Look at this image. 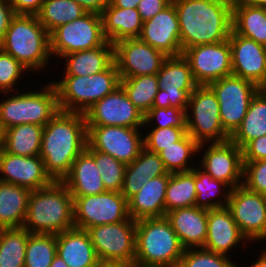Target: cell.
Returning a JSON list of instances; mask_svg holds the SVG:
<instances>
[{
  "mask_svg": "<svg viewBox=\"0 0 266 267\" xmlns=\"http://www.w3.org/2000/svg\"><path fill=\"white\" fill-rule=\"evenodd\" d=\"M186 120L187 133L198 144L230 140L220 120L218 99L208 85H198L190 94Z\"/></svg>",
  "mask_w": 266,
  "mask_h": 267,
  "instance_id": "cell-8",
  "label": "cell"
},
{
  "mask_svg": "<svg viewBox=\"0 0 266 267\" xmlns=\"http://www.w3.org/2000/svg\"><path fill=\"white\" fill-rule=\"evenodd\" d=\"M138 38L167 57L182 55L179 20L174 4L171 3L151 19L144 21Z\"/></svg>",
  "mask_w": 266,
  "mask_h": 267,
  "instance_id": "cell-22",
  "label": "cell"
},
{
  "mask_svg": "<svg viewBox=\"0 0 266 267\" xmlns=\"http://www.w3.org/2000/svg\"><path fill=\"white\" fill-rule=\"evenodd\" d=\"M171 173L149 181L128 200V212L132 219L165 216V195Z\"/></svg>",
  "mask_w": 266,
  "mask_h": 267,
  "instance_id": "cell-26",
  "label": "cell"
},
{
  "mask_svg": "<svg viewBox=\"0 0 266 267\" xmlns=\"http://www.w3.org/2000/svg\"><path fill=\"white\" fill-rule=\"evenodd\" d=\"M177 267H240L230 256L203 247L184 250Z\"/></svg>",
  "mask_w": 266,
  "mask_h": 267,
  "instance_id": "cell-42",
  "label": "cell"
},
{
  "mask_svg": "<svg viewBox=\"0 0 266 267\" xmlns=\"http://www.w3.org/2000/svg\"><path fill=\"white\" fill-rule=\"evenodd\" d=\"M120 86L124 89L129 100L145 115L153 105L159 90L156 74L120 78Z\"/></svg>",
  "mask_w": 266,
  "mask_h": 267,
  "instance_id": "cell-39",
  "label": "cell"
},
{
  "mask_svg": "<svg viewBox=\"0 0 266 267\" xmlns=\"http://www.w3.org/2000/svg\"><path fill=\"white\" fill-rule=\"evenodd\" d=\"M143 136L144 148L153 153H159L164 147H169L173 143L180 141L186 134L187 128H150Z\"/></svg>",
  "mask_w": 266,
  "mask_h": 267,
  "instance_id": "cell-44",
  "label": "cell"
},
{
  "mask_svg": "<svg viewBox=\"0 0 266 267\" xmlns=\"http://www.w3.org/2000/svg\"><path fill=\"white\" fill-rule=\"evenodd\" d=\"M61 59H66L62 76H91L106 70L114 62V46L107 41L102 46L69 53Z\"/></svg>",
  "mask_w": 266,
  "mask_h": 267,
  "instance_id": "cell-29",
  "label": "cell"
},
{
  "mask_svg": "<svg viewBox=\"0 0 266 267\" xmlns=\"http://www.w3.org/2000/svg\"><path fill=\"white\" fill-rule=\"evenodd\" d=\"M14 14L36 15L44 0H8Z\"/></svg>",
  "mask_w": 266,
  "mask_h": 267,
  "instance_id": "cell-51",
  "label": "cell"
},
{
  "mask_svg": "<svg viewBox=\"0 0 266 267\" xmlns=\"http://www.w3.org/2000/svg\"><path fill=\"white\" fill-rule=\"evenodd\" d=\"M141 130L122 126H87V144L128 165L144 148Z\"/></svg>",
  "mask_w": 266,
  "mask_h": 267,
  "instance_id": "cell-14",
  "label": "cell"
},
{
  "mask_svg": "<svg viewBox=\"0 0 266 267\" xmlns=\"http://www.w3.org/2000/svg\"><path fill=\"white\" fill-rule=\"evenodd\" d=\"M243 185L250 191L266 194V160L243 161Z\"/></svg>",
  "mask_w": 266,
  "mask_h": 267,
  "instance_id": "cell-46",
  "label": "cell"
},
{
  "mask_svg": "<svg viewBox=\"0 0 266 267\" xmlns=\"http://www.w3.org/2000/svg\"><path fill=\"white\" fill-rule=\"evenodd\" d=\"M195 173L191 171L171 173L165 195V215L167 212L195 206Z\"/></svg>",
  "mask_w": 266,
  "mask_h": 267,
  "instance_id": "cell-36",
  "label": "cell"
},
{
  "mask_svg": "<svg viewBox=\"0 0 266 267\" xmlns=\"http://www.w3.org/2000/svg\"><path fill=\"white\" fill-rule=\"evenodd\" d=\"M0 48L31 72L43 71L52 60L50 34L36 15L15 14Z\"/></svg>",
  "mask_w": 266,
  "mask_h": 267,
  "instance_id": "cell-4",
  "label": "cell"
},
{
  "mask_svg": "<svg viewBox=\"0 0 266 267\" xmlns=\"http://www.w3.org/2000/svg\"><path fill=\"white\" fill-rule=\"evenodd\" d=\"M31 190L0 181V229L23 227Z\"/></svg>",
  "mask_w": 266,
  "mask_h": 267,
  "instance_id": "cell-31",
  "label": "cell"
},
{
  "mask_svg": "<svg viewBox=\"0 0 266 267\" xmlns=\"http://www.w3.org/2000/svg\"><path fill=\"white\" fill-rule=\"evenodd\" d=\"M114 62L120 78L157 74L167 58L139 38L124 39L113 44Z\"/></svg>",
  "mask_w": 266,
  "mask_h": 267,
  "instance_id": "cell-19",
  "label": "cell"
},
{
  "mask_svg": "<svg viewBox=\"0 0 266 267\" xmlns=\"http://www.w3.org/2000/svg\"><path fill=\"white\" fill-rule=\"evenodd\" d=\"M243 161L266 160V135L248 142L242 148Z\"/></svg>",
  "mask_w": 266,
  "mask_h": 267,
  "instance_id": "cell-49",
  "label": "cell"
},
{
  "mask_svg": "<svg viewBox=\"0 0 266 267\" xmlns=\"http://www.w3.org/2000/svg\"><path fill=\"white\" fill-rule=\"evenodd\" d=\"M56 252V235L30 233L26 245L24 267H50Z\"/></svg>",
  "mask_w": 266,
  "mask_h": 267,
  "instance_id": "cell-40",
  "label": "cell"
},
{
  "mask_svg": "<svg viewBox=\"0 0 266 267\" xmlns=\"http://www.w3.org/2000/svg\"><path fill=\"white\" fill-rule=\"evenodd\" d=\"M87 12H95L101 14L103 9L108 5L109 0H75Z\"/></svg>",
  "mask_w": 266,
  "mask_h": 267,
  "instance_id": "cell-53",
  "label": "cell"
},
{
  "mask_svg": "<svg viewBox=\"0 0 266 267\" xmlns=\"http://www.w3.org/2000/svg\"><path fill=\"white\" fill-rule=\"evenodd\" d=\"M227 208L249 243L266 239V203L262 194L244 185L235 187L230 191Z\"/></svg>",
  "mask_w": 266,
  "mask_h": 267,
  "instance_id": "cell-15",
  "label": "cell"
},
{
  "mask_svg": "<svg viewBox=\"0 0 266 267\" xmlns=\"http://www.w3.org/2000/svg\"><path fill=\"white\" fill-rule=\"evenodd\" d=\"M240 243L246 247L245 243L249 242L239 230L230 210L227 207L208 210L207 238L203 248L228 256Z\"/></svg>",
  "mask_w": 266,
  "mask_h": 267,
  "instance_id": "cell-23",
  "label": "cell"
},
{
  "mask_svg": "<svg viewBox=\"0 0 266 267\" xmlns=\"http://www.w3.org/2000/svg\"><path fill=\"white\" fill-rule=\"evenodd\" d=\"M94 267H128V266L117 262L99 261Z\"/></svg>",
  "mask_w": 266,
  "mask_h": 267,
  "instance_id": "cell-56",
  "label": "cell"
},
{
  "mask_svg": "<svg viewBox=\"0 0 266 267\" xmlns=\"http://www.w3.org/2000/svg\"><path fill=\"white\" fill-rule=\"evenodd\" d=\"M23 227L32 234H54L74 226V199L62 181L31 190Z\"/></svg>",
  "mask_w": 266,
  "mask_h": 267,
  "instance_id": "cell-3",
  "label": "cell"
},
{
  "mask_svg": "<svg viewBox=\"0 0 266 267\" xmlns=\"http://www.w3.org/2000/svg\"><path fill=\"white\" fill-rule=\"evenodd\" d=\"M62 182L72 197L98 195L106 191L95 159L86 148L74 160Z\"/></svg>",
  "mask_w": 266,
  "mask_h": 267,
  "instance_id": "cell-27",
  "label": "cell"
},
{
  "mask_svg": "<svg viewBox=\"0 0 266 267\" xmlns=\"http://www.w3.org/2000/svg\"><path fill=\"white\" fill-rule=\"evenodd\" d=\"M86 149L93 155L96 166L100 172L104 187L107 191L121 192L125 175L126 164L92 149L88 144Z\"/></svg>",
  "mask_w": 266,
  "mask_h": 267,
  "instance_id": "cell-41",
  "label": "cell"
},
{
  "mask_svg": "<svg viewBox=\"0 0 266 267\" xmlns=\"http://www.w3.org/2000/svg\"><path fill=\"white\" fill-rule=\"evenodd\" d=\"M101 17L104 36L112 44L138 38L141 34L143 21L135 8H119L109 2Z\"/></svg>",
  "mask_w": 266,
  "mask_h": 267,
  "instance_id": "cell-28",
  "label": "cell"
},
{
  "mask_svg": "<svg viewBox=\"0 0 266 267\" xmlns=\"http://www.w3.org/2000/svg\"><path fill=\"white\" fill-rule=\"evenodd\" d=\"M26 67L18 62L12 55L0 48V89L3 92H14L20 78L27 73ZM22 75V76H21ZM19 80V81H18Z\"/></svg>",
  "mask_w": 266,
  "mask_h": 267,
  "instance_id": "cell-45",
  "label": "cell"
},
{
  "mask_svg": "<svg viewBox=\"0 0 266 267\" xmlns=\"http://www.w3.org/2000/svg\"><path fill=\"white\" fill-rule=\"evenodd\" d=\"M128 166L136 172H142L149 179L168 173L159 154L150 152L143 148L139 156Z\"/></svg>",
  "mask_w": 266,
  "mask_h": 267,
  "instance_id": "cell-47",
  "label": "cell"
},
{
  "mask_svg": "<svg viewBox=\"0 0 266 267\" xmlns=\"http://www.w3.org/2000/svg\"><path fill=\"white\" fill-rule=\"evenodd\" d=\"M74 226L88 230L97 225L122 222L130 218L128 201L116 191L73 197Z\"/></svg>",
  "mask_w": 266,
  "mask_h": 267,
  "instance_id": "cell-13",
  "label": "cell"
},
{
  "mask_svg": "<svg viewBox=\"0 0 266 267\" xmlns=\"http://www.w3.org/2000/svg\"><path fill=\"white\" fill-rule=\"evenodd\" d=\"M148 176H145L142 172L133 171L128 165L125 168V175L123 179V186L121 194L128 201L134 196L147 182Z\"/></svg>",
  "mask_w": 266,
  "mask_h": 267,
  "instance_id": "cell-48",
  "label": "cell"
},
{
  "mask_svg": "<svg viewBox=\"0 0 266 267\" xmlns=\"http://www.w3.org/2000/svg\"><path fill=\"white\" fill-rule=\"evenodd\" d=\"M0 181L30 190L42 189L54 182L40 156L23 157L4 150L0 152Z\"/></svg>",
  "mask_w": 266,
  "mask_h": 267,
  "instance_id": "cell-21",
  "label": "cell"
},
{
  "mask_svg": "<svg viewBox=\"0 0 266 267\" xmlns=\"http://www.w3.org/2000/svg\"><path fill=\"white\" fill-rule=\"evenodd\" d=\"M207 216L208 210L197 206L174 209L165 215L185 249L204 247Z\"/></svg>",
  "mask_w": 266,
  "mask_h": 267,
  "instance_id": "cell-24",
  "label": "cell"
},
{
  "mask_svg": "<svg viewBox=\"0 0 266 267\" xmlns=\"http://www.w3.org/2000/svg\"><path fill=\"white\" fill-rule=\"evenodd\" d=\"M182 55L189 62L198 85H208L232 74L229 40L196 45L185 49Z\"/></svg>",
  "mask_w": 266,
  "mask_h": 267,
  "instance_id": "cell-16",
  "label": "cell"
},
{
  "mask_svg": "<svg viewBox=\"0 0 266 267\" xmlns=\"http://www.w3.org/2000/svg\"><path fill=\"white\" fill-rule=\"evenodd\" d=\"M156 75L159 90L152 107L187 110L190 94L198 84L194 80L189 62L183 55L167 57Z\"/></svg>",
  "mask_w": 266,
  "mask_h": 267,
  "instance_id": "cell-12",
  "label": "cell"
},
{
  "mask_svg": "<svg viewBox=\"0 0 266 267\" xmlns=\"http://www.w3.org/2000/svg\"><path fill=\"white\" fill-rule=\"evenodd\" d=\"M243 1L254 6L266 8V0H243Z\"/></svg>",
  "mask_w": 266,
  "mask_h": 267,
  "instance_id": "cell-58",
  "label": "cell"
},
{
  "mask_svg": "<svg viewBox=\"0 0 266 267\" xmlns=\"http://www.w3.org/2000/svg\"><path fill=\"white\" fill-rule=\"evenodd\" d=\"M232 30L266 47V8L233 0Z\"/></svg>",
  "mask_w": 266,
  "mask_h": 267,
  "instance_id": "cell-30",
  "label": "cell"
},
{
  "mask_svg": "<svg viewBox=\"0 0 266 267\" xmlns=\"http://www.w3.org/2000/svg\"><path fill=\"white\" fill-rule=\"evenodd\" d=\"M192 171L195 173V206L205 210L227 207L231 189L225 183L212 178L200 166H195Z\"/></svg>",
  "mask_w": 266,
  "mask_h": 267,
  "instance_id": "cell-34",
  "label": "cell"
},
{
  "mask_svg": "<svg viewBox=\"0 0 266 267\" xmlns=\"http://www.w3.org/2000/svg\"><path fill=\"white\" fill-rule=\"evenodd\" d=\"M141 0H109V2L119 8H135L137 9L138 4Z\"/></svg>",
  "mask_w": 266,
  "mask_h": 267,
  "instance_id": "cell-54",
  "label": "cell"
},
{
  "mask_svg": "<svg viewBox=\"0 0 266 267\" xmlns=\"http://www.w3.org/2000/svg\"><path fill=\"white\" fill-rule=\"evenodd\" d=\"M208 86L218 99L223 129L231 137L241 125L251 99L260 88L233 74L211 82Z\"/></svg>",
  "mask_w": 266,
  "mask_h": 267,
  "instance_id": "cell-11",
  "label": "cell"
},
{
  "mask_svg": "<svg viewBox=\"0 0 266 267\" xmlns=\"http://www.w3.org/2000/svg\"><path fill=\"white\" fill-rule=\"evenodd\" d=\"M182 53L196 45L226 41L232 32L233 0H172Z\"/></svg>",
  "mask_w": 266,
  "mask_h": 267,
  "instance_id": "cell-2",
  "label": "cell"
},
{
  "mask_svg": "<svg viewBox=\"0 0 266 267\" xmlns=\"http://www.w3.org/2000/svg\"><path fill=\"white\" fill-rule=\"evenodd\" d=\"M199 144L198 153L205 149L200 166L212 178L225 183L231 190L243 185L242 149L231 140L222 143ZM204 146V147H203Z\"/></svg>",
  "mask_w": 266,
  "mask_h": 267,
  "instance_id": "cell-18",
  "label": "cell"
},
{
  "mask_svg": "<svg viewBox=\"0 0 266 267\" xmlns=\"http://www.w3.org/2000/svg\"><path fill=\"white\" fill-rule=\"evenodd\" d=\"M256 261H252L251 267H266V248L262 249L261 254Z\"/></svg>",
  "mask_w": 266,
  "mask_h": 267,
  "instance_id": "cell-55",
  "label": "cell"
},
{
  "mask_svg": "<svg viewBox=\"0 0 266 267\" xmlns=\"http://www.w3.org/2000/svg\"><path fill=\"white\" fill-rule=\"evenodd\" d=\"M266 135V91L260 88L251 99L248 111L230 140L242 149L248 142Z\"/></svg>",
  "mask_w": 266,
  "mask_h": 267,
  "instance_id": "cell-32",
  "label": "cell"
},
{
  "mask_svg": "<svg viewBox=\"0 0 266 267\" xmlns=\"http://www.w3.org/2000/svg\"><path fill=\"white\" fill-rule=\"evenodd\" d=\"M184 250L165 216L136 220L134 267H177Z\"/></svg>",
  "mask_w": 266,
  "mask_h": 267,
  "instance_id": "cell-5",
  "label": "cell"
},
{
  "mask_svg": "<svg viewBox=\"0 0 266 267\" xmlns=\"http://www.w3.org/2000/svg\"><path fill=\"white\" fill-rule=\"evenodd\" d=\"M29 234L24 227L0 229V267H24Z\"/></svg>",
  "mask_w": 266,
  "mask_h": 267,
  "instance_id": "cell-37",
  "label": "cell"
},
{
  "mask_svg": "<svg viewBox=\"0 0 266 267\" xmlns=\"http://www.w3.org/2000/svg\"><path fill=\"white\" fill-rule=\"evenodd\" d=\"M57 252L68 267H94L99 258L85 229L73 227L56 235Z\"/></svg>",
  "mask_w": 266,
  "mask_h": 267,
  "instance_id": "cell-25",
  "label": "cell"
},
{
  "mask_svg": "<svg viewBox=\"0 0 266 267\" xmlns=\"http://www.w3.org/2000/svg\"><path fill=\"white\" fill-rule=\"evenodd\" d=\"M29 91V92H28ZM4 92L0 101V125L3 130L21 124L45 126L59 111L58 93L53 80L40 90Z\"/></svg>",
  "mask_w": 266,
  "mask_h": 267,
  "instance_id": "cell-6",
  "label": "cell"
},
{
  "mask_svg": "<svg viewBox=\"0 0 266 267\" xmlns=\"http://www.w3.org/2000/svg\"><path fill=\"white\" fill-rule=\"evenodd\" d=\"M198 148L199 144L187 133L180 141L164 147L158 154L169 173L187 172L195 166L191 163L198 154Z\"/></svg>",
  "mask_w": 266,
  "mask_h": 267,
  "instance_id": "cell-38",
  "label": "cell"
},
{
  "mask_svg": "<svg viewBox=\"0 0 266 267\" xmlns=\"http://www.w3.org/2000/svg\"><path fill=\"white\" fill-rule=\"evenodd\" d=\"M86 12L75 0H44L36 16L50 34L58 26L80 18Z\"/></svg>",
  "mask_w": 266,
  "mask_h": 267,
  "instance_id": "cell-35",
  "label": "cell"
},
{
  "mask_svg": "<svg viewBox=\"0 0 266 267\" xmlns=\"http://www.w3.org/2000/svg\"><path fill=\"white\" fill-rule=\"evenodd\" d=\"M61 78L60 81L53 83L58 93L59 109L65 112L85 113L93 104L120 86L115 62L106 70L91 76H61Z\"/></svg>",
  "mask_w": 266,
  "mask_h": 267,
  "instance_id": "cell-7",
  "label": "cell"
},
{
  "mask_svg": "<svg viewBox=\"0 0 266 267\" xmlns=\"http://www.w3.org/2000/svg\"><path fill=\"white\" fill-rule=\"evenodd\" d=\"M171 3L172 0H141L138 4L137 11L140 13V17L144 22L164 10Z\"/></svg>",
  "mask_w": 266,
  "mask_h": 267,
  "instance_id": "cell-50",
  "label": "cell"
},
{
  "mask_svg": "<svg viewBox=\"0 0 266 267\" xmlns=\"http://www.w3.org/2000/svg\"><path fill=\"white\" fill-rule=\"evenodd\" d=\"M86 126H122L142 128L144 115L118 86L84 113Z\"/></svg>",
  "mask_w": 266,
  "mask_h": 267,
  "instance_id": "cell-17",
  "label": "cell"
},
{
  "mask_svg": "<svg viewBox=\"0 0 266 267\" xmlns=\"http://www.w3.org/2000/svg\"><path fill=\"white\" fill-rule=\"evenodd\" d=\"M3 138H4V130L0 125V152L3 150Z\"/></svg>",
  "mask_w": 266,
  "mask_h": 267,
  "instance_id": "cell-59",
  "label": "cell"
},
{
  "mask_svg": "<svg viewBox=\"0 0 266 267\" xmlns=\"http://www.w3.org/2000/svg\"><path fill=\"white\" fill-rule=\"evenodd\" d=\"M13 9L8 0H0V43L9 27L11 18L14 16Z\"/></svg>",
  "mask_w": 266,
  "mask_h": 267,
  "instance_id": "cell-52",
  "label": "cell"
},
{
  "mask_svg": "<svg viewBox=\"0 0 266 267\" xmlns=\"http://www.w3.org/2000/svg\"><path fill=\"white\" fill-rule=\"evenodd\" d=\"M87 145L84 113L59 111L43 128L40 157L54 181H62Z\"/></svg>",
  "mask_w": 266,
  "mask_h": 267,
  "instance_id": "cell-1",
  "label": "cell"
},
{
  "mask_svg": "<svg viewBox=\"0 0 266 267\" xmlns=\"http://www.w3.org/2000/svg\"><path fill=\"white\" fill-rule=\"evenodd\" d=\"M50 267H68L63 259L56 255L50 265Z\"/></svg>",
  "mask_w": 266,
  "mask_h": 267,
  "instance_id": "cell-57",
  "label": "cell"
},
{
  "mask_svg": "<svg viewBox=\"0 0 266 267\" xmlns=\"http://www.w3.org/2000/svg\"><path fill=\"white\" fill-rule=\"evenodd\" d=\"M103 33L101 14L86 12L50 33V51L58 59L69 53L93 49L107 42Z\"/></svg>",
  "mask_w": 266,
  "mask_h": 267,
  "instance_id": "cell-9",
  "label": "cell"
},
{
  "mask_svg": "<svg viewBox=\"0 0 266 267\" xmlns=\"http://www.w3.org/2000/svg\"><path fill=\"white\" fill-rule=\"evenodd\" d=\"M99 261L117 262L134 267L136 220L97 225L88 230Z\"/></svg>",
  "mask_w": 266,
  "mask_h": 267,
  "instance_id": "cell-10",
  "label": "cell"
},
{
  "mask_svg": "<svg viewBox=\"0 0 266 267\" xmlns=\"http://www.w3.org/2000/svg\"><path fill=\"white\" fill-rule=\"evenodd\" d=\"M148 125L149 126L152 125L151 127H153L154 125L155 128H166V127L187 128L186 110L178 109L175 107H168V108L152 107L144 115L143 128L146 127L147 130Z\"/></svg>",
  "mask_w": 266,
  "mask_h": 267,
  "instance_id": "cell-43",
  "label": "cell"
},
{
  "mask_svg": "<svg viewBox=\"0 0 266 267\" xmlns=\"http://www.w3.org/2000/svg\"><path fill=\"white\" fill-rule=\"evenodd\" d=\"M44 126L21 124L4 130L3 150L23 157L39 156Z\"/></svg>",
  "mask_w": 266,
  "mask_h": 267,
  "instance_id": "cell-33",
  "label": "cell"
},
{
  "mask_svg": "<svg viewBox=\"0 0 266 267\" xmlns=\"http://www.w3.org/2000/svg\"><path fill=\"white\" fill-rule=\"evenodd\" d=\"M232 74L251 81L259 88L266 85V47L236 34L229 35Z\"/></svg>",
  "mask_w": 266,
  "mask_h": 267,
  "instance_id": "cell-20",
  "label": "cell"
}]
</instances>
